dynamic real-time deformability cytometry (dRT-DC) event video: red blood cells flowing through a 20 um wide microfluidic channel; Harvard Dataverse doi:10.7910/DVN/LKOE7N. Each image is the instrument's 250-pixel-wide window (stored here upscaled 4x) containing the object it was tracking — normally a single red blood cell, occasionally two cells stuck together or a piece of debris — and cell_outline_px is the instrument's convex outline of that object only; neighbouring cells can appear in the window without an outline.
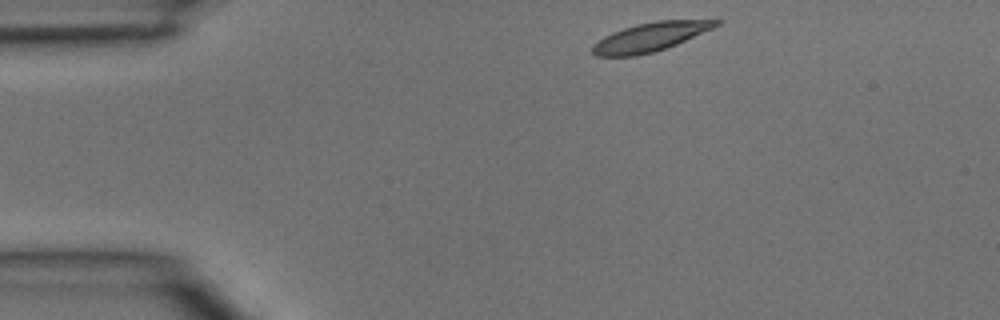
{"species": "common noctule bat (a hibernating species)", "species_latin": "Nyctalus noctula", "temperature_condition": "room temperature", "stored_images_in_passage": 2, "camera_frame_rate_fps": 3000, "um_per_image_px": 0.085, "animal": {"sex": "male", "body_mass_g": 15.6}, "frame": {"image": 1, "passage_image": 1, "time_ms": 0.0, "image_size_px": [1000, 320], "cell_outline_px": [[720, 24], [712, 28], [676, 44], [652, 52], [636, 56], [596, 56], [592, 52], [592, 44], [604, 36], [612, 32], [636, 24], [656, 20], [720, 20]], "centroid_in_image_um": [55.22, 3.14], "position_along_channel_um": 29.8, "area_um2": 20.46}}